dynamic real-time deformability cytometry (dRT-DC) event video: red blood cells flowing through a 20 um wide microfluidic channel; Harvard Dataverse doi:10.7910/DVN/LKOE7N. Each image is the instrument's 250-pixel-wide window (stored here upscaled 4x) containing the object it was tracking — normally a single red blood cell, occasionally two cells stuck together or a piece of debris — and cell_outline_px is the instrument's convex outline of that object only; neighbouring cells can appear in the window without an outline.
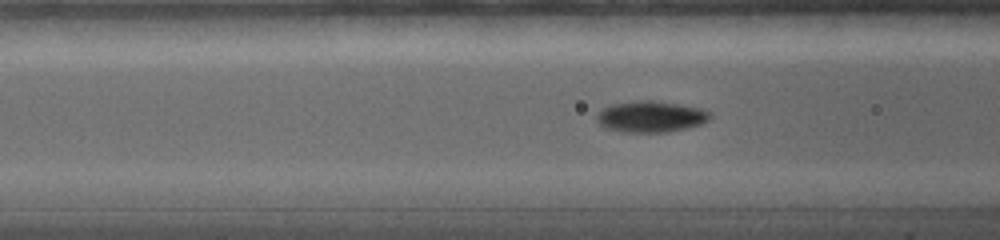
{"species": "common noctule bat (a hibernating species)", "species_latin": "Nyctalus noctula", "temperature_condition": "warm", "stored_images_in_passage": 45, "camera_frame_rate_fps": 5000, "um_per_image_px": 0.085, "animal": {"sex": "female", "body_mass_g": 19.0, "forearm_length_mm": 56.7}, "frame": {"image": 1, "passage_image": 13, "time_ms": 4.6, "image_size_px": [1000, 240], "cell_outline_px": [[712, 116], [708, 120], [700, 124], [668, 132], [624, 132], [604, 128], [596, 120], [596, 112], [612, 104], [636, 100], [652, 100], [680, 104], [700, 108], [712, 112]], "centroid_in_image_um": [55.3, 9.9], "position_along_channel_um": 111.3, "area_um2": 20.75}}
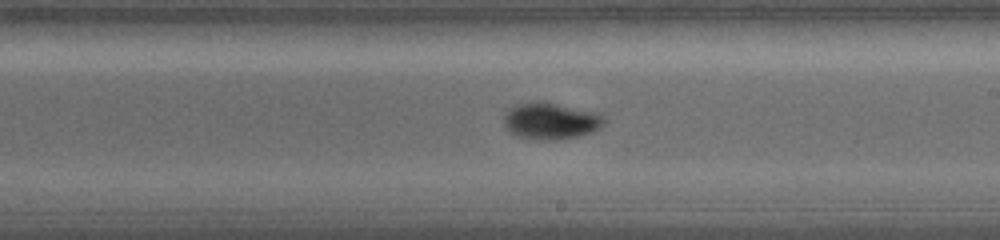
{"frame": {"image": 2, "passage_image": 22, "time_ms": 8.0, "image_size_px": [1000, 240], "cell_outline_px": [[608, 120], [600, 128], [592, 132], [580, 136], [560, 140], [528, 140], [516, 136], [508, 132], [504, 128], [504, 116], [508, 108], [516, 104], [536, 100], [544, 100], [600, 112]], "centroid_in_image_um": [46.82, 10.27], "position_along_channel_um": 242.2, "area_um2": 22.6}}
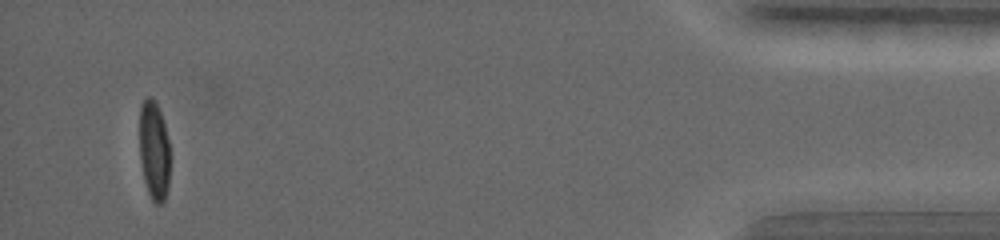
{"frame": {"image": 3, "passage_image": 41, "time_ms": 15.2, "image_size_px": [1000, 240], "cell_outline_px": [[168, 184], [164, 200], [160, 204], [156, 204], [152, 200], [148, 192], [144, 180], [140, 160], [140, 104], [144, 96], [152, 96], [160, 112], [164, 124], [168, 140]], "centroid_in_image_um": [13.06, 12.75], "position_along_channel_um": 422.1, "area_um2": 17.4}, "authors_computed_cell_mechanics": {"area_um2": 18.785, "velocity_mm_per_s": 3.8621, "shape_relaxation_time_tau1_ms": 2.673, "shape_relaxation_time_tau2_ms": null, "deformation_change_tau1": 0.1468, "deformation_change_tau2": null}}